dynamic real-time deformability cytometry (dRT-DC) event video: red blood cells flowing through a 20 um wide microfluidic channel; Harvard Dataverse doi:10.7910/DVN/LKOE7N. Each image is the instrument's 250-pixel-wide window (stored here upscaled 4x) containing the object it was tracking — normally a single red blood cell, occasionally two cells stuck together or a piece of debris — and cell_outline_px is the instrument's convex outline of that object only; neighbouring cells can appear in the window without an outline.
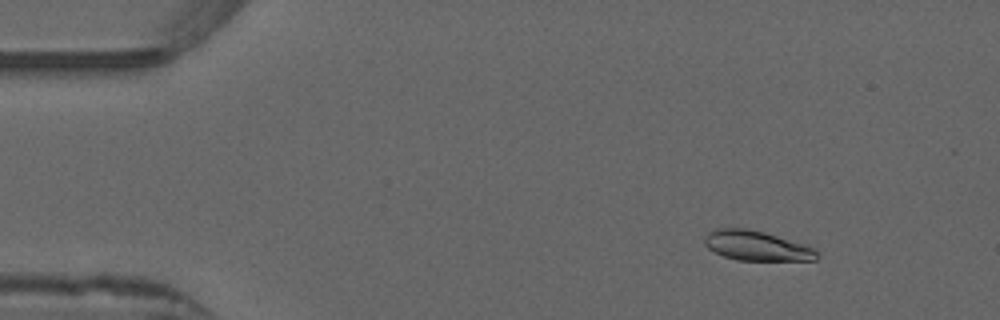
{"species": "common noctule bat (a hibernating species)", "species_latin": "Nyctalus noctula", "temperature_condition": "warm", "stored_images_in_passage": 20, "camera_frame_rate_fps": 3000, "um_per_image_px": 0.085, "animal": {"sex": "male", "forearm_length_mm": 52.5}, "frame": {"image": 1, "passage_image": 7, "time_ms": 2.0, "image_size_px": [1000, 320], "cell_outline_px": [[820, 256], [816, 260], [736, 260], [724, 256], [708, 248], [704, 244], [704, 236], [708, 232], [716, 228], [748, 228], [764, 232], [804, 244], [820, 252]], "centroid_in_image_um": [64.31, 20.88], "position_along_channel_um": 20.7, "area_um2": 19.54}}
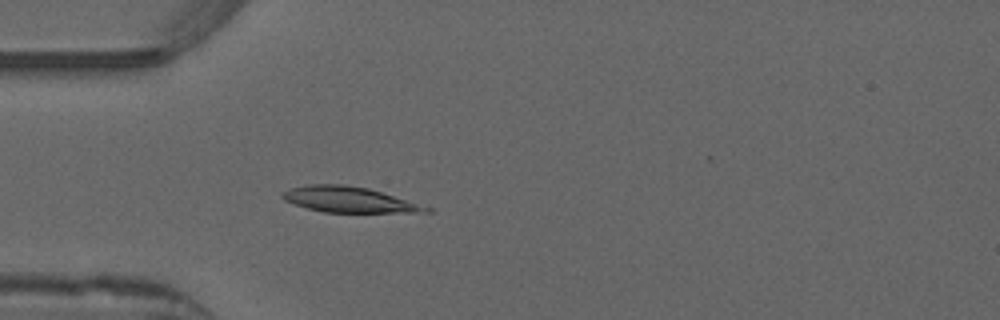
{"frame": {"image": 2, "passage_image": 16, "time_ms": 5.0, "image_size_px": [1000, 320], "cell_outline_px": [[432, 212], [324, 212], [308, 208], [284, 200], [280, 196], [280, 192], [292, 188], [308, 184], [344, 184], [368, 188], [432, 208]], "centroid_in_image_um": [29.62, 16.96], "position_along_channel_um": 55.4, "area_um2": 21.15}}
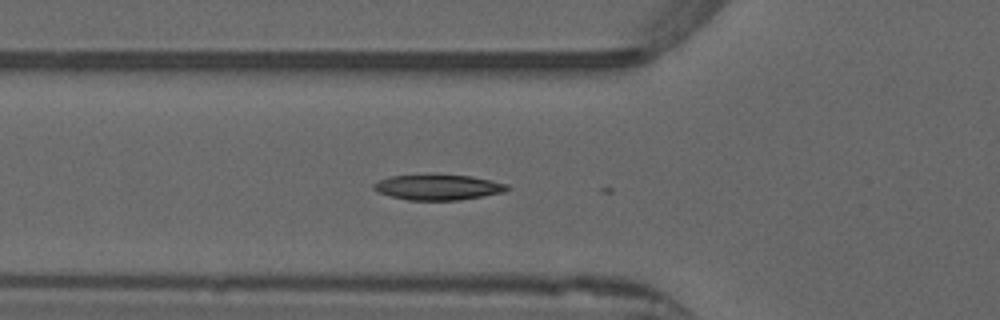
{"frame": {"image": 3, "passage_image": 19, "time_ms": 6.0, "image_size_px": [1000, 320], "cell_outline_px": [[512, 188], [504, 192], [460, 200], [408, 200], [392, 196], [380, 192], [372, 188], [372, 184], [380, 180], [392, 176], [472, 176], [508, 184]], "centroid_in_image_um": [37.29, 15.93], "position_along_channel_um": 88.5, "area_um2": 19.25}}